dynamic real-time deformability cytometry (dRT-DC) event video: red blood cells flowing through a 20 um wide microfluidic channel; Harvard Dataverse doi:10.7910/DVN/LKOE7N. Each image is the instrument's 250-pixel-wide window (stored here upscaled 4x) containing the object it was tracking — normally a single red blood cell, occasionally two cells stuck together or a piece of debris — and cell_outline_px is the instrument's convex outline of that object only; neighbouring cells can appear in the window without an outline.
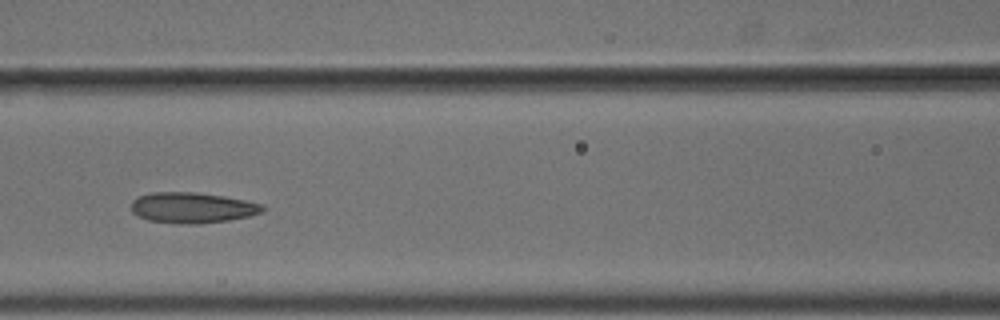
{"species": "common noctule bat (a hibernating species)", "species_latin": "Nyctalus noctula", "temperature_condition": "cold", "stored_images_in_passage": 9, "camera_frame_rate_fps": 3000, "um_per_image_px": 0.085, "animal": {"sex": "male", "body_mass_g": 18.8}, "frame": {"image": 1, "passage_image": 6, "time_ms": 1.667, "image_size_px": [1000, 320], "cell_outline_px": [[264, 212], [248, 216], [228, 220], [196, 224], [180, 224], [148, 220], [136, 216], [132, 212], [132, 200], [140, 196], [152, 192], [196, 192], [224, 196], [264, 204]], "centroid_in_image_um": [16.34, 17.65], "position_along_channel_um": 150.3, "area_um2": 23.52}}
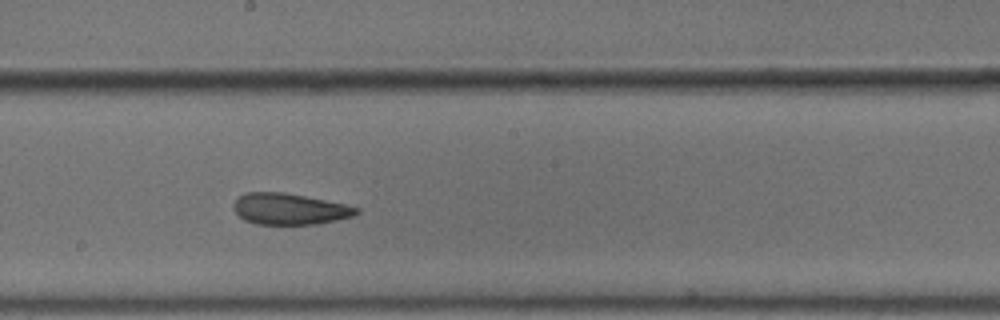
{"frame": {"image": 2, "passage_image": 8, "time_ms": 2.333, "image_size_px": [1000, 320], "cell_outline_px": [[360, 212], [352, 216], [316, 224], [256, 224], [244, 220], [232, 208], [232, 204], [240, 196], [248, 192], [284, 192], [344, 204], [360, 208]], "centroid_in_image_um": [24.58, 17.76], "position_along_channel_um": 223.6, "area_um2": 22.14}}
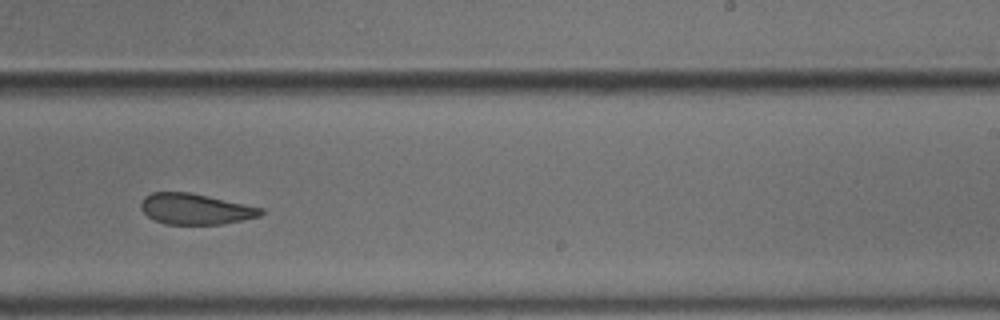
{"frame": {"image": 3, "passage_image": 9, "time_ms": 2.667, "image_size_px": [1000, 320], "cell_outline_px": [[264, 212], [260, 216], [220, 224], [164, 224], [148, 216], [140, 208], [140, 204], [144, 196], [152, 192], [192, 192], [264, 208]], "centroid_in_image_um": [16.6, 17.75], "position_along_channel_um": 272.4, "area_um2": 21.56}}